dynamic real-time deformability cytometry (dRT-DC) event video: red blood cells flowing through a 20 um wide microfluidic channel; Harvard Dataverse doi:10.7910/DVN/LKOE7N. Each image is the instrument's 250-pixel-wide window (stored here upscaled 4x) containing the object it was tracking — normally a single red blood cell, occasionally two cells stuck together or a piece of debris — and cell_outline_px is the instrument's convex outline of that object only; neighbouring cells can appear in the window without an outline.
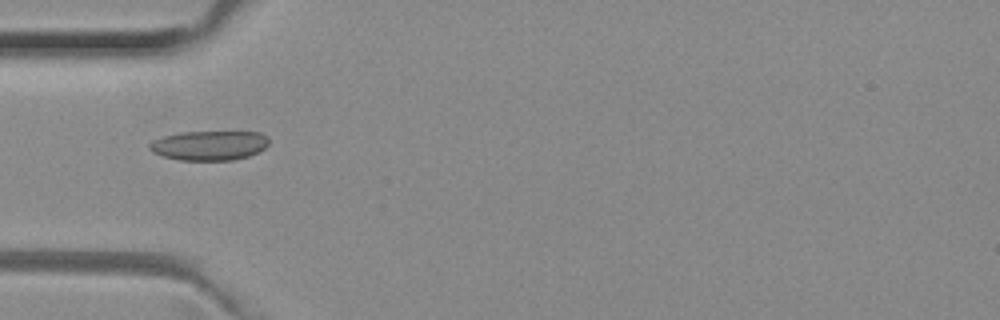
{"species": "common noctule bat (a hibernating species)", "species_latin": "Nyctalus noctula", "temperature_condition": "room temperature", "stored_images_in_passage": 37, "camera_frame_rate_fps": 3000, "um_per_image_px": 0.085, "animal": {"sex": "female", "body_mass_g": 29.2, "forearm_length_mm": 56.3}, "frame": {"image": 1, "passage_image": 2, "time_ms": 0.333, "image_size_px": [1000, 320], "cell_outline_px": [[268, 144], [264, 148], [248, 156], [232, 160], [180, 160], [164, 156], [152, 152], [148, 148], [148, 144], [152, 140], [164, 136], [180, 132], [260, 132], [268, 136]], "centroid_in_image_um": [17.76, 12.36], "position_along_channel_um": 67.2, "area_um2": 20.52}}
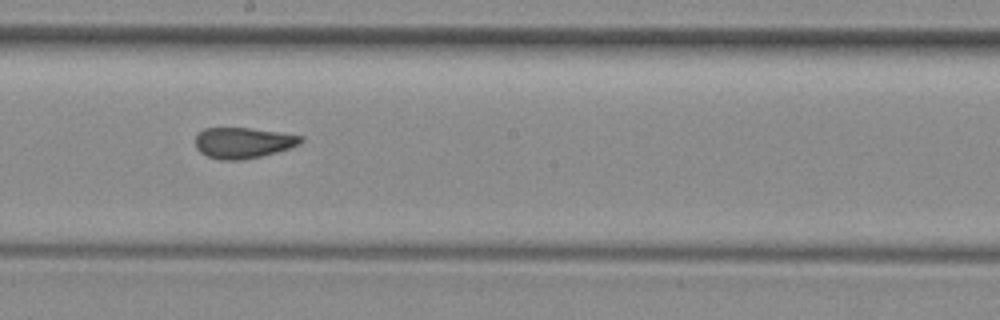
{"frame": {"image": 2, "passage_image": 14, "time_ms": 4.333, "image_size_px": [1000, 320], "cell_outline_px": [[304, 140], [300, 144], [276, 152], [260, 156], [240, 160], [220, 160], [208, 156], [200, 152], [196, 148], [196, 136], [204, 128], [248, 128], [304, 136]], "centroid_in_image_um": [20.66, 12.14], "position_along_channel_um": 227.5, "area_um2": 18.73}}
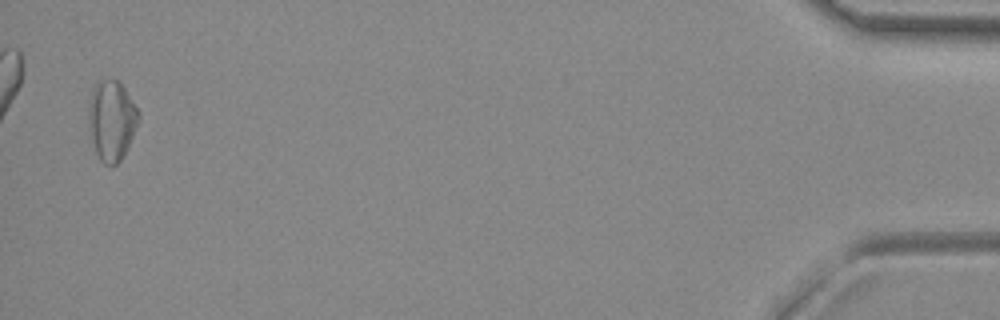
{"frame": {"image": 3, "passage_image": 36, "time_ms": 11.667, "image_size_px": [1000, 320], "cell_outline_px": [[140, 116], [132, 136], [120, 160], [112, 168], [104, 164], [100, 160], [96, 152], [92, 140], [92, 92], [96, 84], [100, 80], [116, 80], [124, 88], [140, 112]], "centroid_in_image_um": [9.55, 10.27], "position_along_channel_um": 425.7, "area_um2": 22.02}, "authors_computed_cell_mechanics": {"area_um2": 19.652, "velocity_mm_per_s": 4.0149, "shape_relaxation_time_tau1_ms": null, "shape_relaxation_time_tau2_ms": 1.8155, "deformation_change_tau1": null, "deformation_change_tau2": 0.1079}}